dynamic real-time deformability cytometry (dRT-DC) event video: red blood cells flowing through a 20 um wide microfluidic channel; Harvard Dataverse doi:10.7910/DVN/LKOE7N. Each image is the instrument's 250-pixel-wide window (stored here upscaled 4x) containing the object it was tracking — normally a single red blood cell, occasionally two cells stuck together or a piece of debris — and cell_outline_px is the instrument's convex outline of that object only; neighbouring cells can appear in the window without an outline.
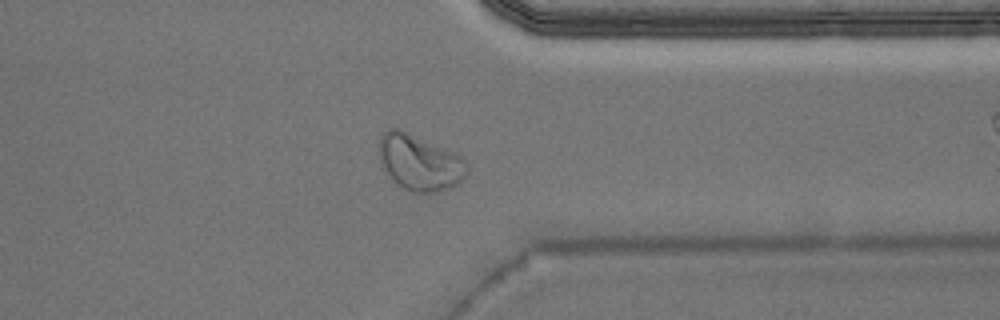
{"species": "Egyptian fruit bat (a non-hibernating species)", "species_latin": "Rousettus aegyptiacus", "temperature_condition": "warm", "stored_images_in_passage": 44, "camera_frame_rate_fps": 3000, "um_per_image_px": 0.085, "animal": {"sex": "male"}, "frame": {"image": 1, "passage_image": 32, "time_ms": 10.333, "image_size_px": [1000, 320], "cell_outline_px": [[468, 172], [456, 184], [436, 192], [412, 192], [404, 188], [392, 180], [380, 164], [380, 136], [388, 128], [396, 128], [460, 156], [468, 164]], "centroid_in_image_um": [35.63, 13.83], "position_along_channel_um": 375.8, "area_um2": 27.8}, "authors_computed_cell_mechanics": {"area_um2": 21.5594, "velocity_mm_per_s": 3.9063, "shape_relaxation_time_tau1_ms": 6.4813, "shape_relaxation_time_tau2_ms": 1.3276, "deformation_change_tau1": 0.2445, "deformation_change_tau2": 0.0854}}